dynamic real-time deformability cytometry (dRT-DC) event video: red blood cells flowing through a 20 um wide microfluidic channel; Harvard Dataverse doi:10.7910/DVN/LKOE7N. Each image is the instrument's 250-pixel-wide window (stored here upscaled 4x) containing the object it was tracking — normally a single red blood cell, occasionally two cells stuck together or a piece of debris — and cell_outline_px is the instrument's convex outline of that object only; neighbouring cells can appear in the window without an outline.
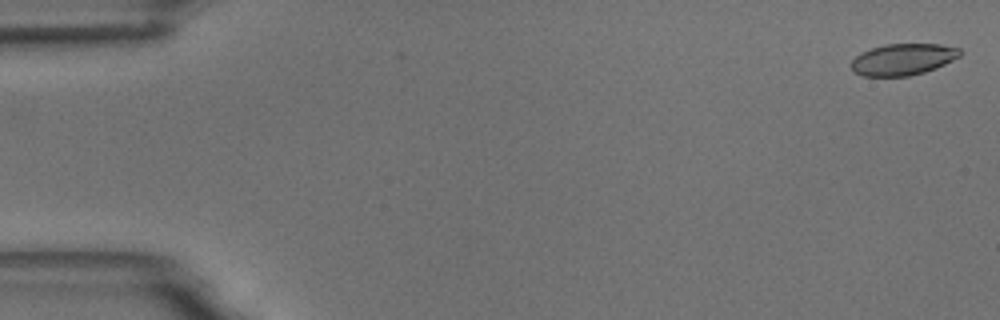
{"species": "common noctule bat (a hibernating species)", "species_latin": "Nyctalus noctula", "temperature_condition": "room temperature", "stored_images_in_passage": 56, "camera_frame_rate_fps": 3000, "um_per_image_px": 0.085, "animal": {"sex": "male", "body_mass_g": 18.8}, "frame": {"image": 1, "passage_image": 2, "time_ms": 0.333, "image_size_px": [1000, 320], "cell_outline_px": [[960, 56], [936, 68], [924, 72], [908, 76], [864, 76], [856, 72], [852, 68], [852, 60], [860, 52], [884, 44], [940, 44], [960, 48]], "centroid_in_image_um": [76.75, 5.04], "position_along_channel_um": 8.2, "area_um2": 19.83}}
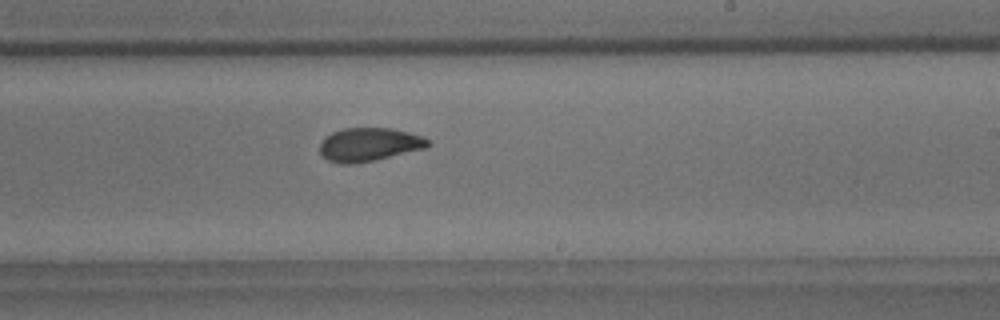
{"frame": {"image": 2, "passage_image": 34, "time_ms": 11.0, "image_size_px": [1000, 320], "cell_outline_px": [[432, 144], [424, 148], [376, 160], [352, 164], [340, 164], [328, 160], [320, 152], [320, 144], [324, 136], [332, 132], [344, 128], [392, 128], [424, 136]], "centroid_in_image_um": [31.37, 12.28], "position_along_channel_um": 257.6, "area_um2": 21.15}}
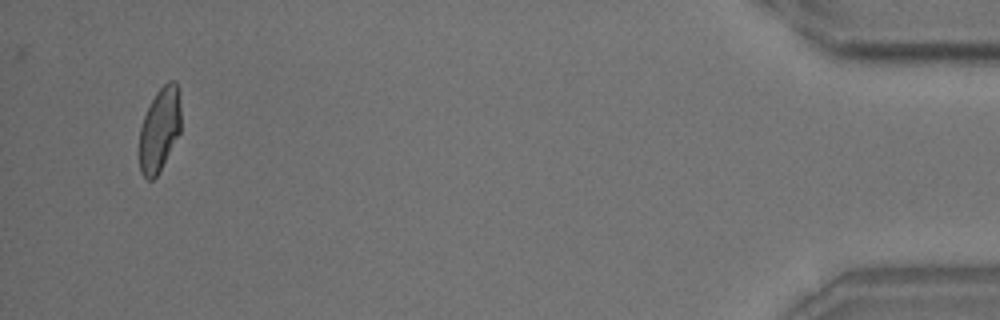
{"frame": {"image": 3, "passage_image": 54, "time_ms": 17.667, "image_size_px": [1000, 320], "cell_outline_px": [[180, 132], [156, 176], [152, 180], [148, 180], [140, 172], [140, 128], [144, 116], [156, 92], [168, 80], [176, 80], [180, 104]], "centroid_in_image_um": [13.56, 10.98], "position_along_channel_um": 421.6, "area_um2": 19.94}, "authors_computed_cell_mechanics": {"area_um2": 21.1837, "velocity_mm_per_s": 3.6339, "shape_relaxation_time_tau1_ms": 6.1284, "shape_relaxation_time_tau2_ms": 1.86, "deformation_change_tau1": 0.1422, "deformation_change_tau2": 0.072}}